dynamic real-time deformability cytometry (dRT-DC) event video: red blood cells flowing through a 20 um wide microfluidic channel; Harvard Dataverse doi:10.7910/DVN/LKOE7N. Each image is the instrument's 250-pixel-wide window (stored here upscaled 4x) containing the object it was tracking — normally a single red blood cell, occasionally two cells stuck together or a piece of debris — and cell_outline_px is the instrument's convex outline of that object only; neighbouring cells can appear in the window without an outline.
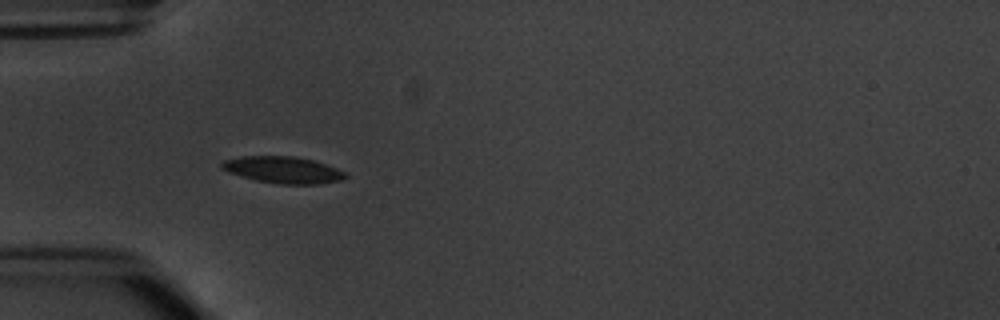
{"species": "common noctule bat (a hibernating species)", "species_latin": "Nyctalus noctula", "temperature_condition": "warm", "stored_images_in_passage": 32, "camera_frame_rate_fps": 3000, "um_per_image_px": 0.085, "animal": {"sex": "male", "body_mass_g": 20.1, "forearm_length_mm": 53.5}, "frame": {"image": 1, "passage_image": 1, "time_ms": 0.0, "image_size_px": [1000, 320], "cell_outline_px": [[348, 176], [340, 180], [320, 184], [280, 184], [256, 180], [228, 172], [220, 168], [220, 164], [224, 160], [240, 156], [292, 156], [312, 160], [336, 168], [344, 172]], "centroid_in_image_um": [24.02, 14.44], "position_along_channel_um": 61.0, "area_um2": 19.07}}
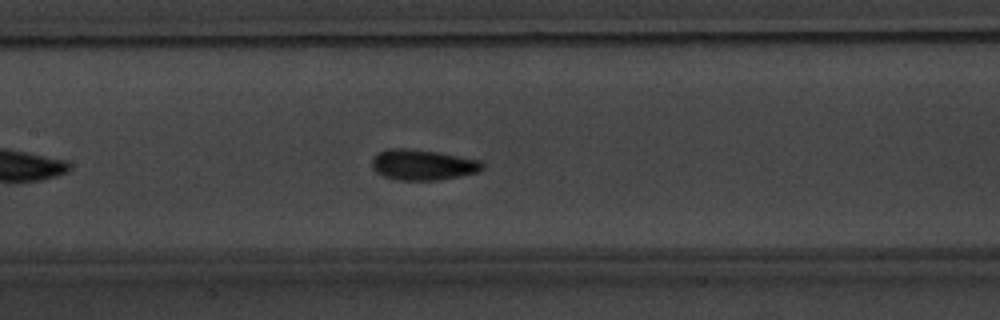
{"frame": {"image": 2, "passage_image": 10, "time_ms": 3.0, "image_size_px": [1000, 320], "cell_outline_px": [[484, 168], [480, 172], [440, 180], [396, 180], [384, 176], [376, 172], [372, 168], [372, 160], [380, 152], [388, 148], [404, 148], [436, 152], [484, 160]], "centroid_in_image_um": [35.99, 14.02], "position_along_channel_um": 171.4, "area_um2": 19.83}}
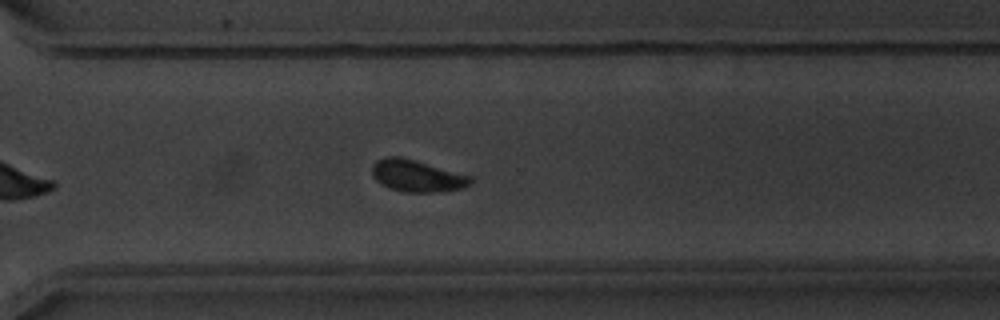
{"frame": {"image": 3, "passage_image": 23, "time_ms": 7.333, "image_size_px": [1000, 320], "cell_outline_px": [[472, 180], [468, 184], [460, 188], [444, 192], [404, 192], [388, 188], [380, 184], [372, 176], [372, 164], [376, 160], [384, 156], [400, 156], [416, 160], [472, 176]], "centroid_in_image_um": [35.39, 14.94], "position_along_channel_um": 335.2, "area_um2": 18.5}, "authors_computed_cell_mechanics": {"area_um2": 18.3804, "velocity_mm_per_s": 3.7865, "shape_relaxation_time_tau1_ms": 5.1289, "shape_relaxation_time_tau2_ms": 0.6241, "deformation_change_tau1": 0.2158, "deformation_change_tau2": 0.0511}}